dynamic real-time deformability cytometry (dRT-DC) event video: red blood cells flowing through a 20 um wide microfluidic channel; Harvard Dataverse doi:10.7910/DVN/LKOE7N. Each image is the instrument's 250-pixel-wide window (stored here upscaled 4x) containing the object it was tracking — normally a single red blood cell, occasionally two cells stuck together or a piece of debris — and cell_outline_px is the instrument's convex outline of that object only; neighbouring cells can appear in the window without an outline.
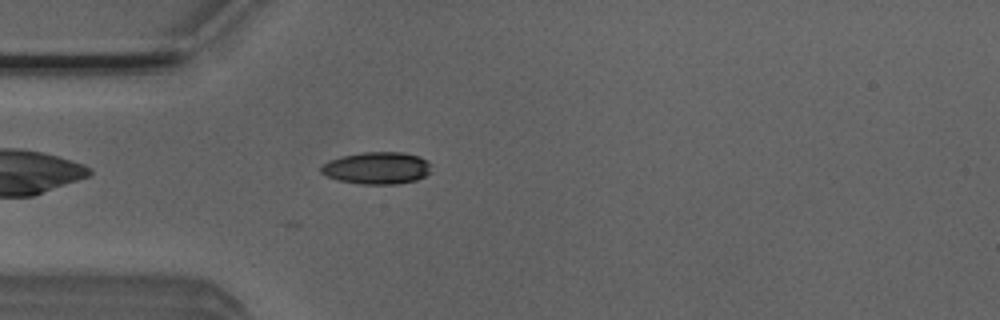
{"species": "Egyptian fruit bat (a non-hibernating species)", "species_latin": "Rousettus aegyptiacus", "temperature_condition": "room temperature", "stored_images_in_passage": 3, "camera_frame_rate_fps": 3000, "um_per_image_px": 0.085, "animal": {"sex": "male"}, "frame": {"image": 1, "passage_image": 3, "time_ms": 0.667, "image_size_px": [1000, 320], "cell_outline_px": [[432, 172], [416, 180], [396, 184], [360, 184], [336, 180], [320, 172], [320, 164], [328, 160], [340, 156], [364, 152], [404, 152], [420, 156], [428, 160]], "centroid_in_image_um": [32.02, 14.27], "position_along_channel_um": 53.0, "area_um2": 20.98}}